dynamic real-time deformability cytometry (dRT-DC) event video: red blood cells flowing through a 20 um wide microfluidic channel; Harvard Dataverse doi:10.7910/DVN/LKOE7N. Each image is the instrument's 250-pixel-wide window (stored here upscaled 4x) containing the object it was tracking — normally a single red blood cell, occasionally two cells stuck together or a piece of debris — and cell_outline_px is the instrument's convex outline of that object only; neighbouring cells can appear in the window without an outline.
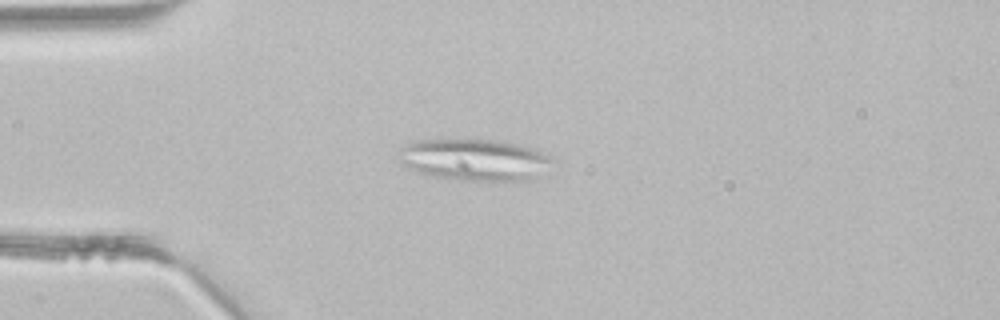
{"species": "common noctule bat (a hibernating species)", "species_latin": "Nyctalus noctula", "temperature_condition": "room temperature", "stored_images_in_passage": 3, "camera_frame_rate_fps": 3000, "um_per_image_px": 0.085, "animal": {"sex": "male", "body_mass_g": 21.5, "forearm_length_mm": 52.0}, "frame": {"image": 1, "passage_image": 3, "time_ms": 0.667, "image_size_px": [1000, 320], "cell_outline_px": [[556, 160], [536, 180], [448, 180], [432, 176], [420, 172], [404, 164], [400, 160], [400, 148], [412, 140], [444, 136], [464, 136], [496, 140], [524, 144], [536, 148]], "centroid_in_image_um": [40.35, 13.51], "position_along_channel_um": 44.6, "area_um2": 39.19}}